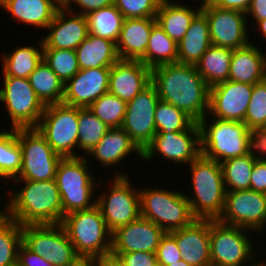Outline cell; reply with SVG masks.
<instances>
[{
	"label": "cell",
	"mask_w": 266,
	"mask_h": 266,
	"mask_svg": "<svg viewBox=\"0 0 266 266\" xmlns=\"http://www.w3.org/2000/svg\"><path fill=\"white\" fill-rule=\"evenodd\" d=\"M85 17L89 34L115 43L118 41L125 18L114 4L91 11Z\"/></svg>",
	"instance_id": "obj_34"
},
{
	"label": "cell",
	"mask_w": 266,
	"mask_h": 266,
	"mask_svg": "<svg viewBox=\"0 0 266 266\" xmlns=\"http://www.w3.org/2000/svg\"><path fill=\"white\" fill-rule=\"evenodd\" d=\"M125 172H116L108 192L96 196V205L101 210L108 229L114 232L140 217L139 188L132 187L131 178ZM110 190V191H109Z\"/></svg>",
	"instance_id": "obj_9"
},
{
	"label": "cell",
	"mask_w": 266,
	"mask_h": 266,
	"mask_svg": "<svg viewBox=\"0 0 266 266\" xmlns=\"http://www.w3.org/2000/svg\"><path fill=\"white\" fill-rule=\"evenodd\" d=\"M252 0H213L210 5L224 9L239 10L246 13Z\"/></svg>",
	"instance_id": "obj_51"
},
{
	"label": "cell",
	"mask_w": 266,
	"mask_h": 266,
	"mask_svg": "<svg viewBox=\"0 0 266 266\" xmlns=\"http://www.w3.org/2000/svg\"><path fill=\"white\" fill-rule=\"evenodd\" d=\"M91 259L94 261L95 266H124L121 259L112 253L96 256Z\"/></svg>",
	"instance_id": "obj_53"
},
{
	"label": "cell",
	"mask_w": 266,
	"mask_h": 266,
	"mask_svg": "<svg viewBox=\"0 0 266 266\" xmlns=\"http://www.w3.org/2000/svg\"><path fill=\"white\" fill-rule=\"evenodd\" d=\"M194 121L176 106L159 100L155 108L156 133L187 130Z\"/></svg>",
	"instance_id": "obj_41"
},
{
	"label": "cell",
	"mask_w": 266,
	"mask_h": 266,
	"mask_svg": "<svg viewBox=\"0 0 266 266\" xmlns=\"http://www.w3.org/2000/svg\"><path fill=\"white\" fill-rule=\"evenodd\" d=\"M22 244V225L8 218L0 225V266L17 264L18 249Z\"/></svg>",
	"instance_id": "obj_40"
},
{
	"label": "cell",
	"mask_w": 266,
	"mask_h": 266,
	"mask_svg": "<svg viewBox=\"0 0 266 266\" xmlns=\"http://www.w3.org/2000/svg\"><path fill=\"white\" fill-rule=\"evenodd\" d=\"M124 266H158L156 253L136 251L118 256Z\"/></svg>",
	"instance_id": "obj_47"
},
{
	"label": "cell",
	"mask_w": 266,
	"mask_h": 266,
	"mask_svg": "<svg viewBox=\"0 0 266 266\" xmlns=\"http://www.w3.org/2000/svg\"><path fill=\"white\" fill-rule=\"evenodd\" d=\"M244 123L249 129L266 127V82L264 80L253 86Z\"/></svg>",
	"instance_id": "obj_43"
},
{
	"label": "cell",
	"mask_w": 266,
	"mask_h": 266,
	"mask_svg": "<svg viewBox=\"0 0 266 266\" xmlns=\"http://www.w3.org/2000/svg\"><path fill=\"white\" fill-rule=\"evenodd\" d=\"M250 190L266 194V160H256L252 169Z\"/></svg>",
	"instance_id": "obj_50"
},
{
	"label": "cell",
	"mask_w": 266,
	"mask_h": 266,
	"mask_svg": "<svg viewBox=\"0 0 266 266\" xmlns=\"http://www.w3.org/2000/svg\"><path fill=\"white\" fill-rule=\"evenodd\" d=\"M88 109L110 128L123 125L127 102L107 92L94 101Z\"/></svg>",
	"instance_id": "obj_39"
},
{
	"label": "cell",
	"mask_w": 266,
	"mask_h": 266,
	"mask_svg": "<svg viewBox=\"0 0 266 266\" xmlns=\"http://www.w3.org/2000/svg\"><path fill=\"white\" fill-rule=\"evenodd\" d=\"M213 0H202V1H200L201 2V6H203V5H206V4H210L211 2H212Z\"/></svg>",
	"instance_id": "obj_58"
},
{
	"label": "cell",
	"mask_w": 266,
	"mask_h": 266,
	"mask_svg": "<svg viewBox=\"0 0 266 266\" xmlns=\"http://www.w3.org/2000/svg\"><path fill=\"white\" fill-rule=\"evenodd\" d=\"M22 167V151L17 139V128L0 131V179H15ZM8 179V180H7Z\"/></svg>",
	"instance_id": "obj_36"
},
{
	"label": "cell",
	"mask_w": 266,
	"mask_h": 266,
	"mask_svg": "<svg viewBox=\"0 0 266 266\" xmlns=\"http://www.w3.org/2000/svg\"><path fill=\"white\" fill-rule=\"evenodd\" d=\"M78 115L79 107L63 103L47 105L36 127L52 149L63 158L84 155L76 152L78 149Z\"/></svg>",
	"instance_id": "obj_10"
},
{
	"label": "cell",
	"mask_w": 266,
	"mask_h": 266,
	"mask_svg": "<svg viewBox=\"0 0 266 266\" xmlns=\"http://www.w3.org/2000/svg\"><path fill=\"white\" fill-rule=\"evenodd\" d=\"M17 139L22 151V167L13 180L55 179L63 157L52 149L46 138L36 128H17Z\"/></svg>",
	"instance_id": "obj_11"
},
{
	"label": "cell",
	"mask_w": 266,
	"mask_h": 266,
	"mask_svg": "<svg viewBox=\"0 0 266 266\" xmlns=\"http://www.w3.org/2000/svg\"><path fill=\"white\" fill-rule=\"evenodd\" d=\"M22 243L54 266H73L80 259L61 223L23 225Z\"/></svg>",
	"instance_id": "obj_12"
},
{
	"label": "cell",
	"mask_w": 266,
	"mask_h": 266,
	"mask_svg": "<svg viewBox=\"0 0 266 266\" xmlns=\"http://www.w3.org/2000/svg\"><path fill=\"white\" fill-rule=\"evenodd\" d=\"M43 60L64 84L80 70L75 50L43 49Z\"/></svg>",
	"instance_id": "obj_42"
},
{
	"label": "cell",
	"mask_w": 266,
	"mask_h": 266,
	"mask_svg": "<svg viewBox=\"0 0 266 266\" xmlns=\"http://www.w3.org/2000/svg\"><path fill=\"white\" fill-rule=\"evenodd\" d=\"M0 101L11 119V128H36L45 110L28 78L2 77Z\"/></svg>",
	"instance_id": "obj_13"
},
{
	"label": "cell",
	"mask_w": 266,
	"mask_h": 266,
	"mask_svg": "<svg viewBox=\"0 0 266 266\" xmlns=\"http://www.w3.org/2000/svg\"><path fill=\"white\" fill-rule=\"evenodd\" d=\"M188 166L194 195L186 194V198L193 216L196 219L218 220L223 212L226 198L220 163L200 155Z\"/></svg>",
	"instance_id": "obj_3"
},
{
	"label": "cell",
	"mask_w": 266,
	"mask_h": 266,
	"mask_svg": "<svg viewBox=\"0 0 266 266\" xmlns=\"http://www.w3.org/2000/svg\"><path fill=\"white\" fill-rule=\"evenodd\" d=\"M75 3L76 7L79 6L81 10L76 11L71 7ZM113 4V0H62V6L74 13L86 15L91 11L98 10L102 7H107Z\"/></svg>",
	"instance_id": "obj_48"
},
{
	"label": "cell",
	"mask_w": 266,
	"mask_h": 266,
	"mask_svg": "<svg viewBox=\"0 0 266 266\" xmlns=\"http://www.w3.org/2000/svg\"><path fill=\"white\" fill-rule=\"evenodd\" d=\"M178 62V44L156 23L151 30L145 53V65L150 69Z\"/></svg>",
	"instance_id": "obj_35"
},
{
	"label": "cell",
	"mask_w": 266,
	"mask_h": 266,
	"mask_svg": "<svg viewBox=\"0 0 266 266\" xmlns=\"http://www.w3.org/2000/svg\"><path fill=\"white\" fill-rule=\"evenodd\" d=\"M5 208L2 211L0 210V225L8 219V205H6Z\"/></svg>",
	"instance_id": "obj_56"
},
{
	"label": "cell",
	"mask_w": 266,
	"mask_h": 266,
	"mask_svg": "<svg viewBox=\"0 0 266 266\" xmlns=\"http://www.w3.org/2000/svg\"><path fill=\"white\" fill-rule=\"evenodd\" d=\"M156 18L124 19L118 41L117 53L120 59L137 60L145 65V53Z\"/></svg>",
	"instance_id": "obj_24"
},
{
	"label": "cell",
	"mask_w": 266,
	"mask_h": 266,
	"mask_svg": "<svg viewBox=\"0 0 266 266\" xmlns=\"http://www.w3.org/2000/svg\"><path fill=\"white\" fill-rule=\"evenodd\" d=\"M78 151H86L87 154L99 143L110 129L88 108H79L78 115Z\"/></svg>",
	"instance_id": "obj_38"
},
{
	"label": "cell",
	"mask_w": 266,
	"mask_h": 266,
	"mask_svg": "<svg viewBox=\"0 0 266 266\" xmlns=\"http://www.w3.org/2000/svg\"><path fill=\"white\" fill-rule=\"evenodd\" d=\"M25 184L8 199V218L20 225L62 222V202L55 179L46 181L14 180Z\"/></svg>",
	"instance_id": "obj_2"
},
{
	"label": "cell",
	"mask_w": 266,
	"mask_h": 266,
	"mask_svg": "<svg viewBox=\"0 0 266 266\" xmlns=\"http://www.w3.org/2000/svg\"><path fill=\"white\" fill-rule=\"evenodd\" d=\"M162 0H113L125 19L155 18Z\"/></svg>",
	"instance_id": "obj_44"
},
{
	"label": "cell",
	"mask_w": 266,
	"mask_h": 266,
	"mask_svg": "<svg viewBox=\"0 0 266 266\" xmlns=\"http://www.w3.org/2000/svg\"><path fill=\"white\" fill-rule=\"evenodd\" d=\"M1 8L26 26L46 29L62 6L61 0H0Z\"/></svg>",
	"instance_id": "obj_26"
},
{
	"label": "cell",
	"mask_w": 266,
	"mask_h": 266,
	"mask_svg": "<svg viewBox=\"0 0 266 266\" xmlns=\"http://www.w3.org/2000/svg\"><path fill=\"white\" fill-rule=\"evenodd\" d=\"M73 266H95L92 259L80 258Z\"/></svg>",
	"instance_id": "obj_55"
},
{
	"label": "cell",
	"mask_w": 266,
	"mask_h": 266,
	"mask_svg": "<svg viewBox=\"0 0 266 266\" xmlns=\"http://www.w3.org/2000/svg\"><path fill=\"white\" fill-rule=\"evenodd\" d=\"M39 47L19 46L11 53L1 55L3 77L28 78L43 60V41L38 39Z\"/></svg>",
	"instance_id": "obj_31"
},
{
	"label": "cell",
	"mask_w": 266,
	"mask_h": 266,
	"mask_svg": "<svg viewBox=\"0 0 266 266\" xmlns=\"http://www.w3.org/2000/svg\"><path fill=\"white\" fill-rule=\"evenodd\" d=\"M88 158L85 155L66 157L58 164L55 181L62 202V221L68 213L88 210L96 205L97 200L93 195L97 189L96 183L100 185L102 181H96L98 178H93L95 176L88 169V163H90Z\"/></svg>",
	"instance_id": "obj_4"
},
{
	"label": "cell",
	"mask_w": 266,
	"mask_h": 266,
	"mask_svg": "<svg viewBox=\"0 0 266 266\" xmlns=\"http://www.w3.org/2000/svg\"><path fill=\"white\" fill-rule=\"evenodd\" d=\"M185 4L162 0L156 14V22L163 31L177 44L184 37L190 27L191 21L201 11V5L198 9H192Z\"/></svg>",
	"instance_id": "obj_29"
},
{
	"label": "cell",
	"mask_w": 266,
	"mask_h": 266,
	"mask_svg": "<svg viewBox=\"0 0 266 266\" xmlns=\"http://www.w3.org/2000/svg\"><path fill=\"white\" fill-rule=\"evenodd\" d=\"M208 114L198 123L201 155L221 163L247 154L249 128L244 122L214 118Z\"/></svg>",
	"instance_id": "obj_6"
},
{
	"label": "cell",
	"mask_w": 266,
	"mask_h": 266,
	"mask_svg": "<svg viewBox=\"0 0 266 266\" xmlns=\"http://www.w3.org/2000/svg\"><path fill=\"white\" fill-rule=\"evenodd\" d=\"M253 86L229 80L212 86L208 115L223 120L244 122Z\"/></svg>",
	"instance_id": "obj_18"
},
{
	"label": "cell",
	"mask_w": 266,
	"mask_h": 266,
	"mask_svg": "<svg viewBox=\"0 0 266 266\" xmlns=\"http://www.w3.org/2000/svg\"><path fill=\"white\" fill-rule=\"evenodd\" d=\"M140 216L151 220L165 232L191 224L193 216L186 194L160 188H139Z\"/></svg>",
	"instance_id": "obj_7"
},
{
	"label": "cell",
	"mask_w": 266,
	"mask_h": 266,
	"mask_svg": "<svg viewBox=\"0 0 266 266\" xmlns=\"http://www.w3.org/2000/svg\"><path fill=\"white\" fill-rule=\"evenodd\" d=\"M232 52V49L211 45L196 63L198 73L210 88L228 80Z\"/></svg>",
	"instance_id": "obj_32"
},
{
	"label": "cell",
	"mask_w": 266,
	"mask_h": 266,
	"mask_svg": "<svg viewBox=\"0 0 266 266\" xmlns=\"http://www.w3.org/2000/svg\"><path fill=\"white\" fill-rule=\"evenodd\" d=\"M164 266H190V265L182 259L180 261L174 262V263L169 264V265H164Z\"/></svg>",
	"instance_id": "obj_57"
},
{
	"label": "cell",
	"mask_w": 266,
	"mask_h": 266,
	"mask_svg": "<svg viewBox=\"0 0 266 266\" xmlns=\"http://www.w3.org/2000/svg\"><path fill=\"white\" fill-rule=\"evenodd\" d=\"M156 259L158 266L169 265L182 260L176 239L169 232L165 233L157 247Z\"/></svg>",
	"instance_id": "obj_45"
},
{
	"label": "cell",
	"mask_w": 266,
	"mask_h": 266,
	"mask_svg": "<svg viewBox=\"0 0 266 266\" xmlns=\"http://www.w3.org/2000/svg\"><path fill=\"white\" fill-rule=\"evenodd\" d=\"M262 262H259L260 263V266H266V262L264 260H261Z\"/></svg>",
	"instance_id": "obj_59"
},
{
	"label": "cell",
	"mask_w": 266,
	"mask_h": 266,
	"mask_svg": "<svg viewBox=\"0 0 266 266\" xmlns=\"http://www.w3.org/2000/svg\"><path fill=\"white\" fill-rule=\"evenodd\" d=\"M61 224L80 258L91 259L111 253L112 232L97 205L66 214Z\"/></svg>",
	"instance_id": "obj_5"
},
{
	"label": "cell",
	"mask_w": 266,
	"mask_h": 266,
	"mask_svg": "<svg viewBox=\"0 0 266 266\" xmlns=\"http://www.w3.org/2000/svg\"><path fill=\"white\" fill-rule=\"evenodd\" d=\"M17 264L19 266H54L43 256L33 253L23 243L18 249Z\"/></svg>",
	"instance_id": "obj_49"
},
{
	"label": "cell",
	"mask_w": 266,
	"mask_h": 266,
	"mask_svg": "<svg viewBox=\"0 0 266 266\" xmlns=\"http://www.w3.org/2000/svg\"><path fill=\"white\" fill-rule=\"evenodd\" d=\"M151 83L159 99L170 103L199 123L209 111L210 87L195 65L170 63L151 69Z\"/></svg>",
	"instance_id": "obj_1"
},
{
	"label": "cell",
	"mask_w": 266,
	"mask_h": 266,
	"mask_svg": "<svg viewBox=\"0 0 266 266\" xmlns=\"http://www.w3.org/2000/svg\"><path fill=\"white\" fill-rule=\"evenodd\" d=\"M165 233L157 224L140 216L112 232L111 253L116 256L136 251L156 253Z\"/></svg>",
	"instance_id": "obj_19"
},
{
	"label": "cell",
	"mask_w": 266,
	"mask_h": 266,
	"mask_svg": "<svg viewBox=\"0 0 266 266\" xmlns=\"http://www.w3.org/2000/svg\"><path fill=\"white\" fill-rule=\"evenodd\" d=\"M143 160V151L130 138L127 132L122 128H110L103 136L99 143L87 154L97 159L100 166L112 167L117 166L124 158L133 154Z\"/></svg>",
	"instance_id": "obj_25"
},
{
	"label": "cell",
	"mask_w": 266,
	"mask_h": 266,
	"mask_svg": "<svg viewBox=\"0 0 266 266\" xmlns=\"http://www.w3.org/2000/svg\"><path fill=\"white\" fill-rule=\"evenodd\" d=\"M80 70L111 68L120 58L116 43L91 34L75 49Z\"/></svg>",
	"instance_id": "obj_30"
},
{
	"label": "cell",
	"mask_w": 266,
	"mask_h": 266,
	"mask_svg": "<svg viewBox=\"0 0 266 266\" xmlns=\"http://www.w3.org/2000/svg\"><path fill=\"white\" fill-rule=\"evenodd\" d=\"M250 42L248 45L233 50L231 55L229 81L256 84L264 80L266 53Z\"/></svg>",
	"instance_id": "obj_27"
},
{
	"label": "cell",
	"mask_w": 266,
	"mask_h": 266,
	"mask_svg": "<svg viewBox=\"0 0 266 266\" xmlns=\"http://www.w3.org/2000/svg\"><path fill=\"white\" fill-rule=\"evenodd\" d=\"M169 233L176 239L182 259L190 266H211L209 219H195Z\"/></svg>",
	"instance_id": "obj_22"
},
{
	"label": "cell",
	"mask_w": 266,
	"mask_h": 266,
	"mask_svg": "<svg viewBox=\"0 0 266 266\" xmlns=\"http://www.w3.org/2000/svg\"><path fill=\"white\" fill-rule=\"evenodd\" d=\"M167 162L191 164L201 155L200 128L194 122L187 130L172 133H156L152 142L143 151V160L150 162L155 155Z\"/></svg>",
	"instance_id": "obj_14"
},
{
	"label": "cell",
	"mask_w": 266,
	"mask_h": 266,
	"mask_svg": "<svg viewBox=\"0 0 266 266\" xmlns=\"http://www.w3.org/2000/svg\"><path fill=\"white\" fill-rule=\"evenodd\" d=\"M151 83V69L137 60L119 59L110 68L108 92L131 101Z\"/></svg>",
	"instance_id": "obj_23"
},
{
	"label": "cell",
	"mask_w": 266,
	"mask_h": 266,
	"mask_svg": "<svg viewBox=\"0 0 266 266\" xmlns=\"http://www.w3.org/2000/svg\"><path fill=\"white\" fill-rule=\"evenodd\" d=\"M159 100L156 87L150 83L127 102L122 128L142 151L156 134L155 108Z\"/></svg>",
	"instance_id": "obj_17"
},
{
	"label": "cell",
	"mask_w": 266,
	"mask_h": 266,
	"mask_svg": "<svg viewBox=\"0 0 266 266\" xmlns=\"http://www.w3.org/2000/svg\"><path fill=\"white\" fill-rule=\"evenodd\" d=\"M46 29L50 32L42 37L43 49L75 50L89 34L85 15L71 12L63 6Z\"/></svg>",
	"instance_id": "obj_21"
},
{
	"label": "cell",
	"mask_w": 266,
	"mask_h": 266,
	"mask_svg": "<svg viewBox=\"0 0 266 266\" xmlns=\"http://www.w3.org/2000/svg\"><path fill=\"white\" fill-rule=\"evenodd\" d=\"M247 154L256 160H266V127L249 129Z\"/></svg>",
	"instance_id": "obj_46"
},
{
	"label": "cell",
	"mask_w": 266,
	"mask_h": 266,
	"mask_svg": "<svg viewBox=\"0 0 266 266\" xmlns=\"http://www.w3.org/2000/svg\"><path fill=\"white\" fill-rule=\"evenodd\" d=\"M264 81L266 82V67H265Z\"/></svg>",
	"instance_id": "obj_61"
},
{
	"label": "cell",
	"mask_w": 266,
	"mask_h": 266,
	"mask_svg": "<svg viewBox=\"0 0 266 266\" xmlns=\"http://www.w3.org/2000/svg\"><path fill=\"white\" fill-rule=\"evenodd\" d=\"M256 159L249 154L220 163L226 192L249 190L253 166Z\"/></svg>",
	"instance_id": "obj_37"
},
{
	"label": "cell",
	"mask_w": 266,
	"mask_h": 266,
	"mask_svg": "<svg viewBox=\"0 0 266 266\" xmlns=\"http://www.w3.org/2000/svg\"><path fill=\"white\" fill-rule=\"evenodd\" d=\"M110 68H90L79 72L64 85L62 103L88 108L109 89Z\"/></svg>",
	"instance_id": "obj_20"
},
{
	"label": "cell",
	"mask_w": 266,
	"mask_h": 266,
	"mask_svg": "<svg viewBox=\"0 0 266 266\" xmlns=\"http://www.w3.org/2000/svg\"><path fill=\"white\" fill-rule=\"evenodd\" d=\"M28 79L45 106L62 103L65 84L44 60L38 64Z\"/></svg>",
	"instance_id": "obj_33"
},
{
	"label": "cell",
	"mask_w": 266,
	"mask_h": 266,
	"mask_svg": "<svg viewBox=\"0 0 266 266\" xmlns=\"http://www.w3.org/2000/svg\"><path fill=\"white\" fill-rule=\"evenodd\" d=\"M219 222L252 232H260L266 223V194L253 190L226 192Z\"/></svg>",
	"instance_id": "obj_15"
},
{
	"label": "cell",
	"mask_w": 266,
	"mask_h": 266,
	"mask_svg": "<svg viewBox=\"0 0 266 266\" xmlns=\"http://www.w3.org/2000/svg\"><path fill=\"white\" fill-rule=\"evenodd\" d=\"M250 231L210 220L211 266H250L256 257Z\"/></svg>",
	"instance_id": "obj_8"
},
{
	"label": "cell",
	"mask_w": 266,
	"mask_h": 266,
	"mask_svg": "<svg viewBox=\"0 0 266 266\" xmlns=\"http://www.w3.org/2000/svg\"><path fill=\"white\" fill-rule=\"evenodd\" d=\"M201 12L209 24L211 44L236 50L248 45V23L246 13L239 10L219 8L206 4Z\"/></svg>",
	"instance_id": "obj_16"
},
{
	"label": "cell",
	"mask_w": 266,
	"mask_h": 266,
	"mask_svg": "<svg viewBox=\"0 0 266 266\" xmlns=\"http://www.w3.org/2000/svg\"><path fill=\"white\" fill-rule=\"evenodd\" d=\"M250 266H260V263L255 261V264L253 263V265H250Z\"/></svg>",
	"instance_id": "obj_60"
},
{
	"label": "cell",
	"mask_w": 266,
	"mask_h": 266,
	"mask_svg": "<svg viewBox=\"0 0 266 266\" xmlns=\"http://www.w3.org/2000/svg\"><path fill=\"white\" fill-rule=\"evenodd\" d=\"M211 45L208 20L200 11L178 43V63L196 65Z\"/></svg>",
	"instance_id": "obj_28"
},
{
	"label": "cell",
	"mask_w": 266,
	"mask_h": 266,
	"mask_svg": "<svg viewBox=\"0 0 266 266\" xmlns=\"http://www.w3.org/2000/svg\"><path fill=\"white\" fill-rule=\"evenodd\" d=\"M253 26H254V28L256 27L257 30H258V28H259L258 31H260V32H261L260 35L263 36V37L261 36V39H262V38L266 39V18L263 19V20H261V21H258V22H257L255 25H253Z\"/></svg>",
	"instance_id": "obj_54"
},
{
	"label": "cell",
	"mask_w": 266,
	"mask_h": 266,
	"mask_svg": "<svg viewBox=\"0 0 266 266\" xmlns=\"http://www.w3.org/2000/svg\"><path fill=\"white\" fill-rule=\"evenodd\" d=\"M252 17V22H250L251 28L253 24L257 23L266 18V0H252L251 5L246 12V15ZM255 22H254V21ZM254 22V23H253Z\"/></svg>",
	"instance_id": "obj_52"
}]
</instances>
